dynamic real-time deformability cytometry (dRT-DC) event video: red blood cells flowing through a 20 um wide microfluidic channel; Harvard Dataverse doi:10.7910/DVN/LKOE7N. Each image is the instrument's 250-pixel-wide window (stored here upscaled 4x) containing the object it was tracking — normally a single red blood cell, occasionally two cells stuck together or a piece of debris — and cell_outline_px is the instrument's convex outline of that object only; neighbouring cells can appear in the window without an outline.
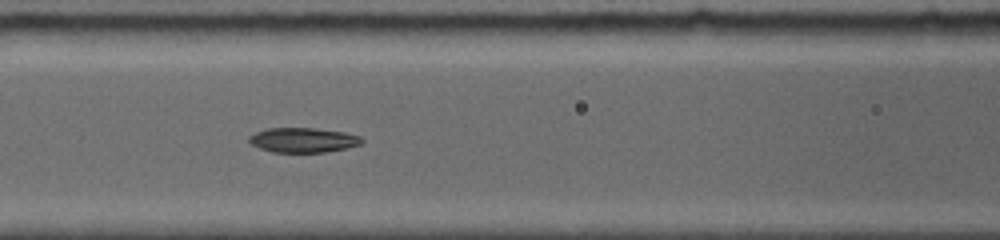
{"species": "common noctule bat (a hibernating species)", "species_latin": "Nyctalus noctula", "temperature_condition": "room temperature", "stored_images_in_passage": 73, "segment_of_instrument_passage": [2, 2], "camera_frame_rate_fps": 5000, "um_per_image_px": 0.085, "animal": {"sex": "female", "body_mass_g": 19.0, "forearm_length_mm": 56.7}, "frame": {"image": 1, "passage_image": 29, "time_ms": 6.6, "image_size_px": [1000, 240], "cell_outline_px": [[364, 140], [360, 144], [328, 152], [272, 152], [260, 148], [252, 144], [248, 140], [248, 136], [256, 132], [268, 128], [316, 128], [344, 132], [360, 136]], "centroid_in_image_um": [25.75, 11.9], "position_along_channel_um": 140.8, "area_um2": 16.18}}
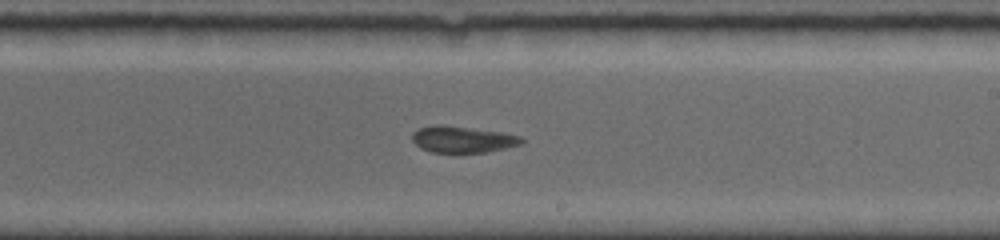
{"frame": {"image": 2, "passage_image": 42, "time_ms": 9.4, "image_size_px": [1000, 240], "cell_outline_px": [[524, 144], [488, 152], [460, 156], [432, 152], [420, 148], [412, 140], [412, 132], [420, 128], [436, 124], [440, 124], [504, 132], [520, 136], [524, 140]], "centroid_in_image_um": [39.34, 11.9], "position_along_channel_um": 249.7, "area_um2": 17.8}}
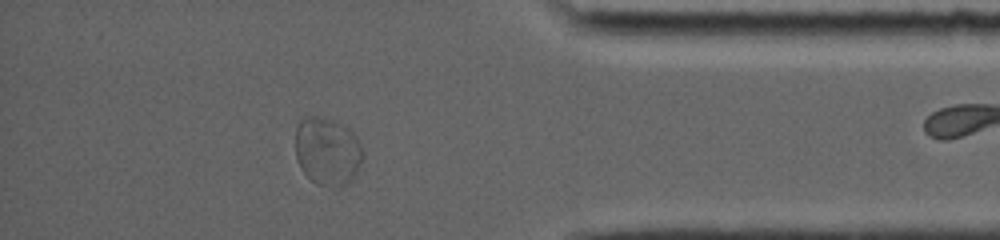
{"frame": {"image": 3, "passage_image": 62, "time_ms": 13.8, "image_size_px": [1000, 240], "cell_outline_px": [[364, 156], [352, 180], [348, 184], [340, 188], [316, 184], [300, 168], [296, 156], [296, 128], [300, 120], [304, 116], [320, 116], [332, 120], [352, 128], [364, 152]], "centroid_in_image_um": [27.85, 12.85], "position_along_channel_um": 407.3, "area_um2": 27.17}}